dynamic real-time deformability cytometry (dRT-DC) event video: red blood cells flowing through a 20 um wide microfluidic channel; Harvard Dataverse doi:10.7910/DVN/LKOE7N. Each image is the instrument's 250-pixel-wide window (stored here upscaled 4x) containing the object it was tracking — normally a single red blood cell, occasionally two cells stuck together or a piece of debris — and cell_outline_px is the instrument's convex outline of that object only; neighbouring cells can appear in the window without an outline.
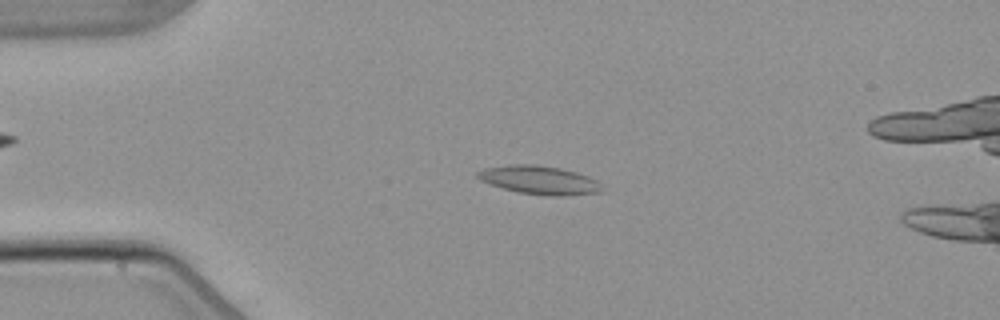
{"species": "common noctule bat (a hibernating species)", "species_latin": "Nyctalus noctula", "temperature_condition": "warm", "stored_images_in_passage": 4, "camera_frame_rate_fps": 3000, "um_per_image_px": 0.085, "animal": {"sex": "male", "body_mass_g": 21.5, "forearm_length_mm": 52.0}, "frame": {"image": 1, "passage_image": 2, "time_ms": 2.0, "image_size_px": [1000, 320], "cell_outline_px": [[600, 192], [564, 196], [552, 196], [516, 192], [488, 184], [480, 180], [476, 176], [476, 172], [484, 168], [508, 164], [532, 164], [560, 168], [576, 172], [588, 176], [596, 180], [600, 184]], "centroid_in_image_um": [45.78, 15.3], "position_along_channel_um": 39.2, "area_um2": 20.69}}
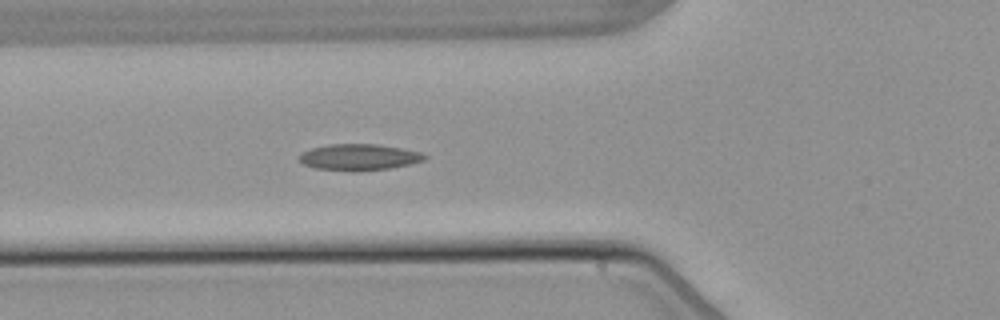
{"frame": {"image": 2, "passage_image": 4, "time_ms": 4.333, "image_size_px": [1000, 320], "cell_outline_px": [[428, 156], [424, 160], [408, 164], [388, 168], [352, 172], [316, 168], [304, 164], [296, 156], [312, 148], [328, 144], [376, 144], [400, 148], [420, 152]], "centroid_in_image_um": [30.49, 13.36], "position_along_channel_um": 95.3, "area_um2": 19.07}}